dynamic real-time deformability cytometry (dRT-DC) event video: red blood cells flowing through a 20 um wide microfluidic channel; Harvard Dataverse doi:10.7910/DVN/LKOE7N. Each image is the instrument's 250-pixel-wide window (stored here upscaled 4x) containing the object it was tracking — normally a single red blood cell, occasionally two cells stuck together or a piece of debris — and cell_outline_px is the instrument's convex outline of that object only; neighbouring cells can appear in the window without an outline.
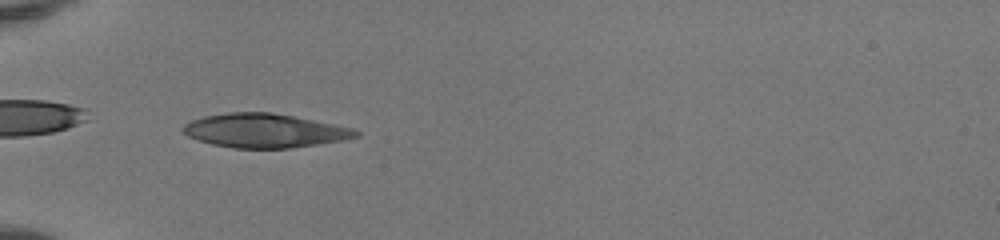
{"species": "human", "species_latin": "Homo sapiens", "temperature_condition": "room temperature", "stored_images_in_passage": 50, "camera_frame_rate_fps": 3000, "um_per_image_px": 0.085, "donor": {"sex": "female"}, "frame": {"image": 1, "passage_image": 18, "time_ms": 5.667, "image_size_px": [1000, 240], "cell_outline_px": [[360, 136], [344, 140], [292, 148], [232, 148], [212, 144], [188, 136], [180, 128], [184, 124], [192, 120], [204, 116], [228, 112], [272, 112], [352, 128], [360, 132]], "centroid_in_image_um": [22.47, 11.11], "position_along_channel_um": 62.5, "area_um2": 34.04}}
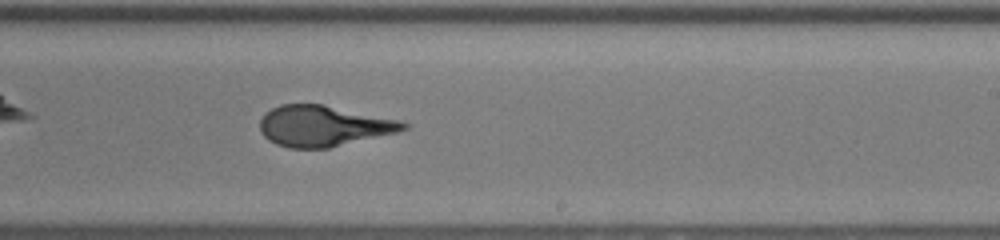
{"frame": {"image": 2, "passage_image": 33, "time_ms": 10.667, "image_size_px": [1000, 240], "cell_outline_px": [[412, 124], [408, 128], [396, 132], [328, 148], [288, 148], [276, 144], [268, 140], [260, 132], [260, 120], [272, 108], [280, 104], [324, 104], [400, 120]], "centroid_in_image_um": [27.5, 10.7], "position_along_channel_um": 261.5, "area_um2": 34.04}}
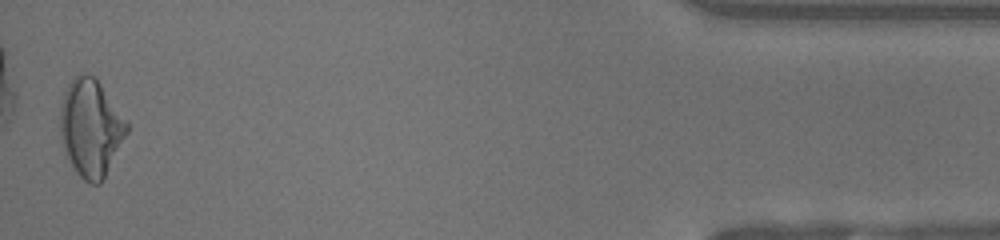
{"frame": {"image": 3, "passage_image": 50, "time_ms": 16.333, "image_size_px": [1000, 240], "cell_outline_px": [[128, 132], [104, 180], [100, 184], [88, 184], [76, 172], [64, 148], [60, 136], [60, 104], [64, 92], [68, 84], [80, 72], [84, 72], [96, 76], [128, 120]], "centroid_in_image_um": [7.74, 10.84], "position_along_channel_um": 427.5, "area_um2": 38.38}}